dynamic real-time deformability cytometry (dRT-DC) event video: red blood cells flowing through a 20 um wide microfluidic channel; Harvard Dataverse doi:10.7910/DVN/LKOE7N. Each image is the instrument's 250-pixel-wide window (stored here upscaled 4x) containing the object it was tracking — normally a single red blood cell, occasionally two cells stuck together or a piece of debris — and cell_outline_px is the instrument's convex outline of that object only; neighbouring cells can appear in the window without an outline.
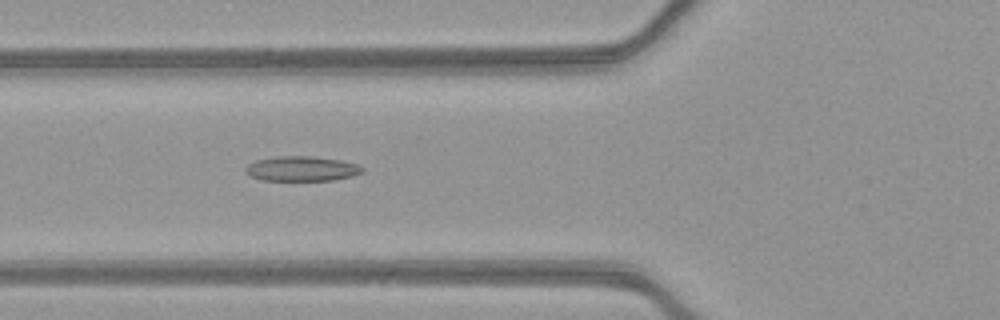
{"species": "common noctule bat (a hibernating species)", "species_latin": "Nyctalus noctula", "temperature_condition": "warm", "stored_images_in_passage": 49, "camera_frame_rate_fps": 3000, "um_per_image_px": 0.085, "animal": {"sex": "female", "body_mass_g": 21.9}, "frame": {"image": 1, "passage_image": 20, "time_ms": 6.333, "image_size_px": [1000, 320], "cell_outline_px": [[364, 172], [352, 176], [332, 180], [260, 180], [244, 172], [244, 168], [248, 164], [256, 160], [276, 156], [312, 156], [340, 160], [356, 164], [364, 168]], "centroid_in_image_um": [25.63, 14.33], "position_along_channel_um": 100.2, "area_um2": 16.94}}
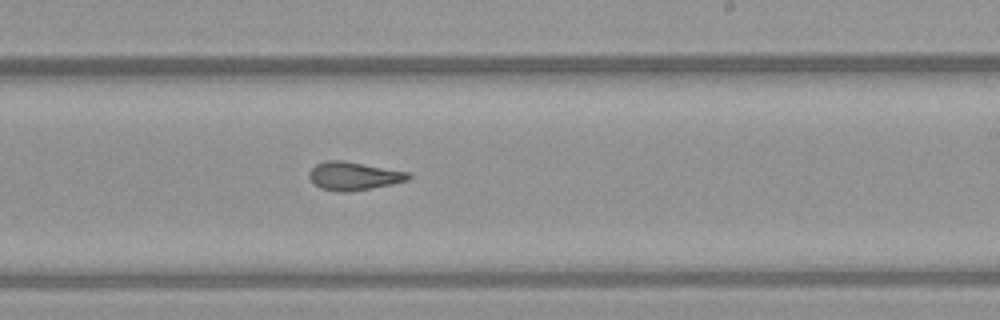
{"frame": {"image": 2, "passage_image": 32, "time_ms": 10.333, "image_size_px": [1000, 320], "cell_outline_px": [[412, 176], [408, 180], [392, 184], [344, 192], [336, 192], [320, 188], [308, 176], [308, 172], [316, 164], [324, 160], [344, 160], [408, 172]], "centroid_in_image_um": [30.04, 14.94], "position_along_channel_um": 259.0, "area_um2": 16.24}}
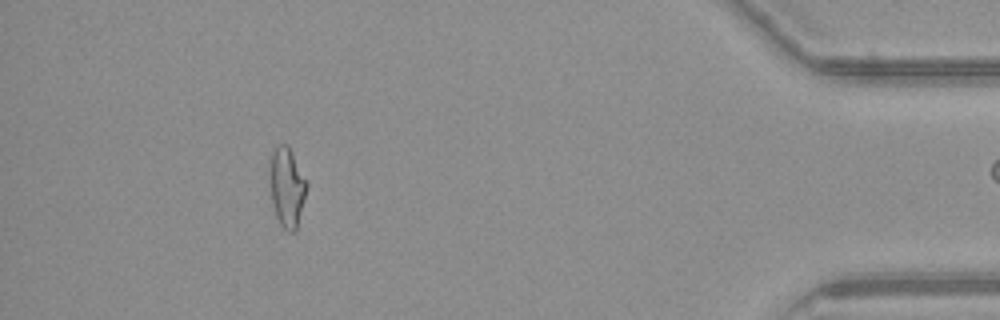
{"frame": {"image": 3, "passage_image": 48, "time_ms": 15.667, "image_size_px": [1000, 320], "cell_outline_px": [[308, 184], [296, 232], [288, 232], [280, 224], [276, 216], [272, 200], [268, 168], [268, 164], [272, 152], [276, 144], [288, 144], [308, 180]], "centroid_in_image_um": [24.39, 15.85], "position_along_channel_um": 410.8, "area_um2": 17.57}}